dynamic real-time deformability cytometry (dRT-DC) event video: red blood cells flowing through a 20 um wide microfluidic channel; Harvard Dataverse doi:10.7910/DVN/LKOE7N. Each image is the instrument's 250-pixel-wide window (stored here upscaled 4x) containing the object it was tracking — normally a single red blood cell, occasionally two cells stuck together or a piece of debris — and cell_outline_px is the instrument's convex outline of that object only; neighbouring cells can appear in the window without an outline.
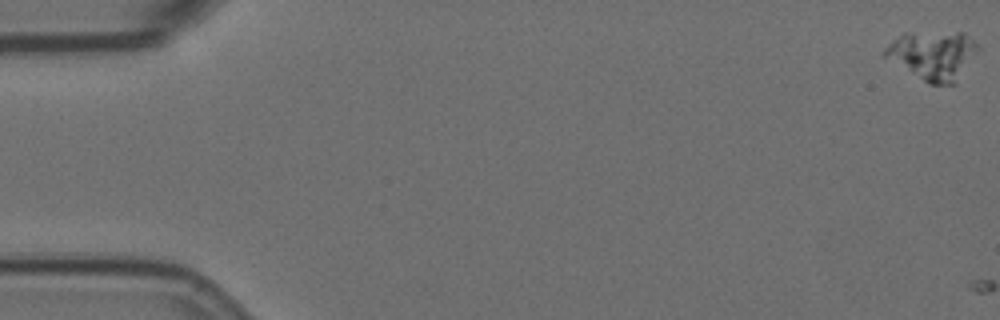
{"species": "Egyptian fruit bat (a non-hibernating species)", "species_latin": "Rousettus aegyptiacus", "temperature_condition": "room temperature", "stored_images_in_passage": 2, "camera_frame_rate_fps": 3000, "um_per_image_px": 0.085, "animal": {"sex": "female"}, "frame": {"image": 1, "passage_image": 1, "time_ms": 0.0, "image_size_px": [1000, 320], "cell_outline_px": [[980, 48], [956, 84], [932, 84], [924, 80], [880, 56], [880, 52], [892, 40], [904, 32], [964, 32]], "centroid_in_image_um": [79.26, 4.67], "position_along_channel_um": 5.7, "area_um2": 26.76}}